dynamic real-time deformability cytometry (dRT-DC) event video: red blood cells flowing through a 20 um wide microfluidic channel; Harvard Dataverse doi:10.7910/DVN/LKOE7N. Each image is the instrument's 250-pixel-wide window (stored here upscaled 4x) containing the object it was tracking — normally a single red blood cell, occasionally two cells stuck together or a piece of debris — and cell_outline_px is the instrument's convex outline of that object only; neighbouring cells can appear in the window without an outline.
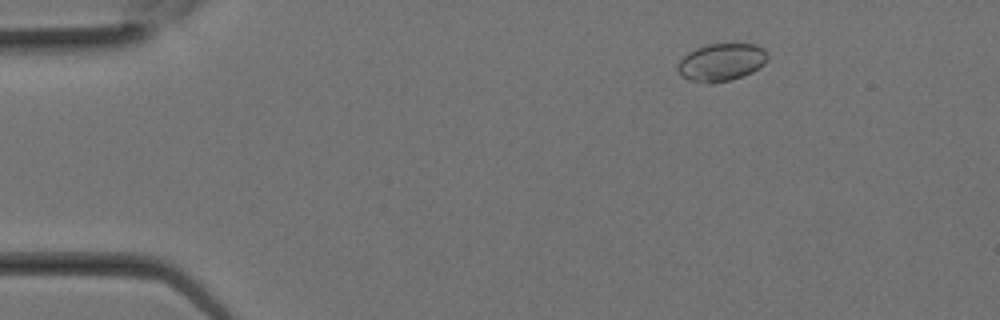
{"species": "Egyptian fruit bat (a non-hibernating species)", "species_latin": "Rousettus aegyptiacus", "temperature_condition": "room temperature", "stored_images_in_passage": 13, "camera_frame_rate_fps": 3000, "um_per_image_px": 0.085, "animal": {"sex": "female"}, "frame": {"image": 1, "passage_image": 4, "time_ms": 1.0, "image_size_px": [1000, 320], "cell_outline_px": [[768, 60], [764, 64], [752, 72], [728, 80], [708, 84], [688, 80], [680, 76], [676, 68], [676, 64], [688, 52], [696, 48], [708, 44], [756, 44], [764, 48], [768, 52]], "centroid_in_image_um": [61.29, 5.29], "position_along_channel_um": 23.7, "area_um2": 19.88}}
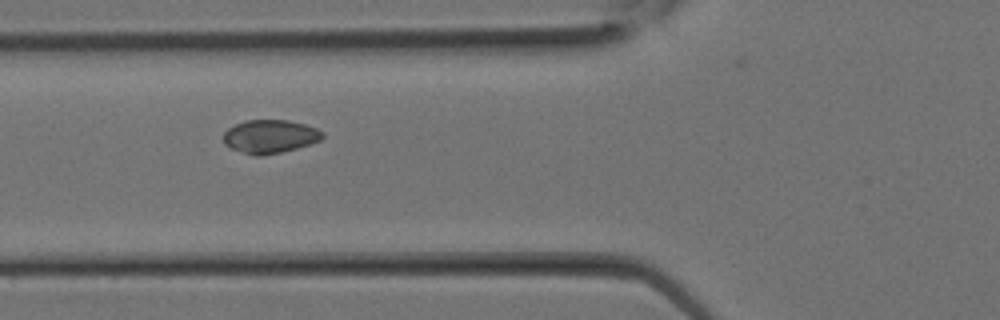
{"frame": {"image": 2, "passage_image": 10, "time_ms": 3.0, "image_size_px": [1000, 320], "cell_outline_px": [[324, 136], [320, 140], [296, 148], [280, 152], [260, 156], [256, 156], [232, 148], [224, 144], [224, 132], [228, 128], [244, 120], [288, 120], [304, 124], [316, 128], [324, 132]], "centroid_in_image_um": [22.95, 11.59], "position_along_channel_um": 102.9, "area_um2": 19.07}}
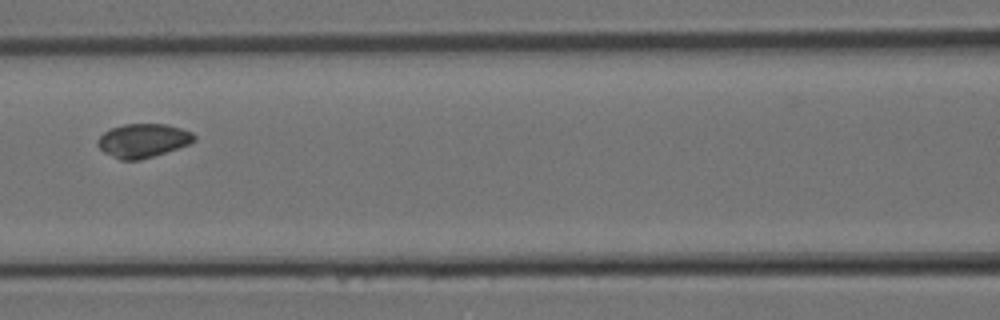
{"frame": {"image": 3, "passage_image": 12, "time_ms": 3.667, "image_size_px": [1000, 320], "cell_outline_px": [[196, 140], [188, 144], [140, 160], [120, 160], [104, 152], [96, 144], [96, 140], [104, 132], [112, 128], [124, 124], [168, 124], [192, 132], [196, 136]], "centroid_in_image_um": [12.14, 11.94], "position_along_channel_um": 154.5, "area_um2": 18.84}}